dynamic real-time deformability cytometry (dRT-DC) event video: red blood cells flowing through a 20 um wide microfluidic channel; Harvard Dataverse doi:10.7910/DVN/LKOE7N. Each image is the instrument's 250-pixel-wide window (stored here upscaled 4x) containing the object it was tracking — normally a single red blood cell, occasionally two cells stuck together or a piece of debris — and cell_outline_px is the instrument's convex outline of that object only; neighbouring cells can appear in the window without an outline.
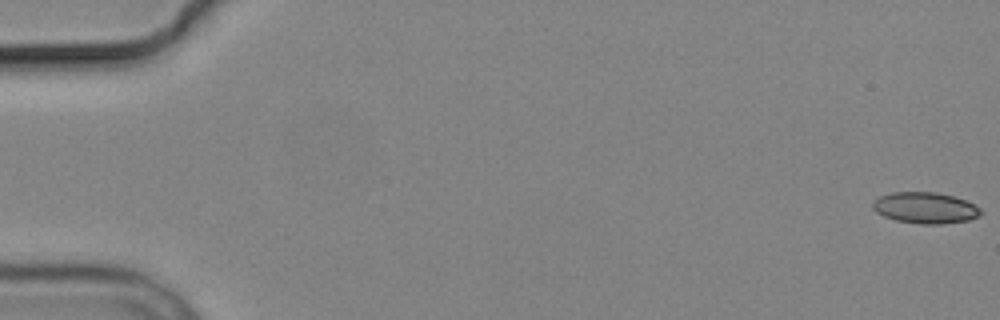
{"species": "common noctule bat (a hibernating species)", "species_latin": "Nyctalus noctula", "temperature_condition": "cold", "stored_images_in_passage": 6, "camera_frame_rate_fps": 3000, "um_per_image_px": 0.085, "animal": {"sex": "male", "body_mass_g": 19.2, "forearm_length_mm": 51.8}, "frame": {"image": 1, "passage_image": 1, "time_ms": 0.0, "image_size_px": [1000, 320], "cell_outline_px": [[984, 212], [980, 216], [968, 220], [940, 224], [920, 224], [896, 220], [884, 216], [876, 212], [872, 208], [872, 204], [880, 196], [892, 192], [936, 192], [952, 196], [964, 200], [980, 208]], "centroid_in_image_um": [78.65, 17.67], "position_along_channel_um": 6.3, "area_um2": 19.54}}
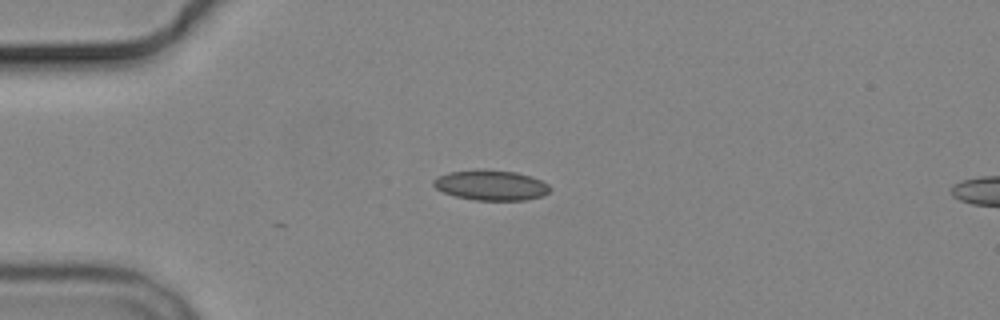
{"frame": {"image": 2, "passage_image": 5, "time_ms": 4.667, "image_size_px": [1000, 320], "cell_outline_px": [[552, 188], [544, 196], [524, 200], [476, 200], [456, 196], [444, 192], [436, 188], [432, 184], [432, 180], [448, 172], [476, 168], [480, 168], [516, 172], [532, 176], [548, 184]], "centroid_in_image_um": [41.74, 15.72], "position_along_channel_um": 43.3, "area_um2": 20.75}}